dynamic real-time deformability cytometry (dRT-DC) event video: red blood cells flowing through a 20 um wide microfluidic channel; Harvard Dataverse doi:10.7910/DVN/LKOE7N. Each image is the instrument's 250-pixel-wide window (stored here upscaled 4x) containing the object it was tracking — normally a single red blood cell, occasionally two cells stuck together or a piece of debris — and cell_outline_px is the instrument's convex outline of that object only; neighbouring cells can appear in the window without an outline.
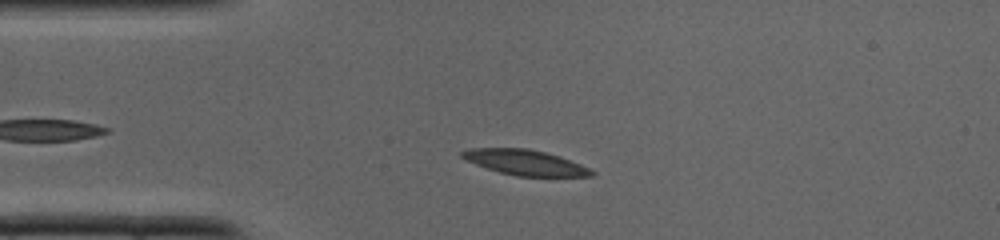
{"species": "common noctule bat (a hibernating species)", "species_latin": "Nyctalus noctula", "temperature_condition": "cold", "stored_images_in_passage": 28, "camera_frame_rate_fps": 3000, "um_per_image_px": 0.085, "animal": {"sex": "male", "body_mass_g": 19.0, "forearm_length_mm": 50.8}, "frame": {"image": 1, "passage_image": 6, "time_ms": 1.667, "image_size_px": [1000, 240], "cell_outline_px": [[596, 176], [516, 176], [500, 172], [476, 164], [460, 156], [460, 152], [468, 148], [528, 148], [560, 156], [580, 164], [596, 172]], "centroid_in_image_um": [44.65, 13.8], "position_along_channel_um": 40.3, "area_um2": 18.96}}
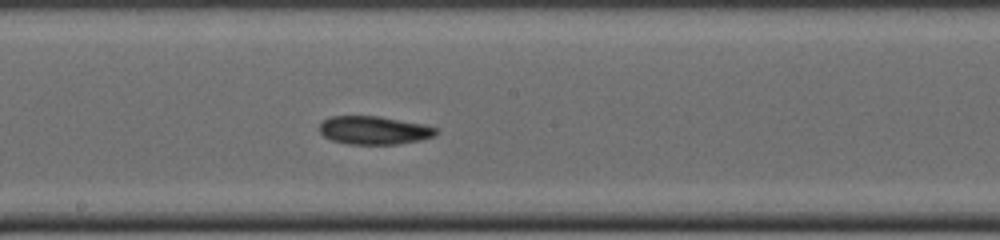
{"frame": {"image": 2, "passage_image": 17, "time_ms": 5.333, "image_size_px": [1000, 240], "cell_outline_px": [[440, 132], [436, 136], [420, 140], [396, 144], [348, 144], [332, 140], [324, 136], [320, 132], [320, 124], [324, 120], [332, 116], [380, 116], [424, 124], [440, 128]], "centroid_in_image_um": [31.87, 11.07], "position_along_channel_um": 216.3, "area_um2": 19.36}}
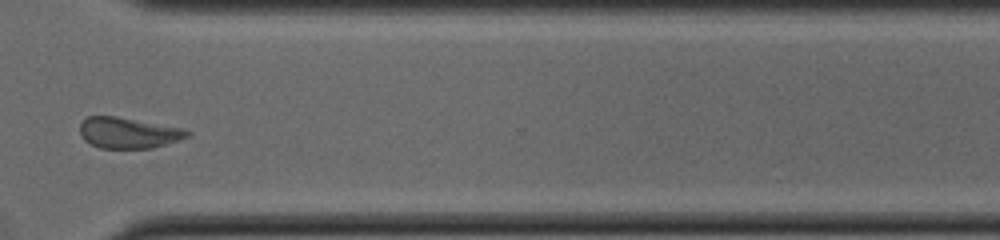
{"frame": {"image": 3, "passage_image": 25, "time_ms": 8.0, "image_size_px": [1000, 240], "cell_outline_px": [[192, 132], [188, 136], [180, 140], [152, 148], [100, 148], [84, 140], [80, 136], [80, 124], [88, 116], [116, 116], [184, 128]], "centroid_in_image_um": [10.92, 11.29], "position_along_channel_um": 359.7, "area_um2": 19.36}}